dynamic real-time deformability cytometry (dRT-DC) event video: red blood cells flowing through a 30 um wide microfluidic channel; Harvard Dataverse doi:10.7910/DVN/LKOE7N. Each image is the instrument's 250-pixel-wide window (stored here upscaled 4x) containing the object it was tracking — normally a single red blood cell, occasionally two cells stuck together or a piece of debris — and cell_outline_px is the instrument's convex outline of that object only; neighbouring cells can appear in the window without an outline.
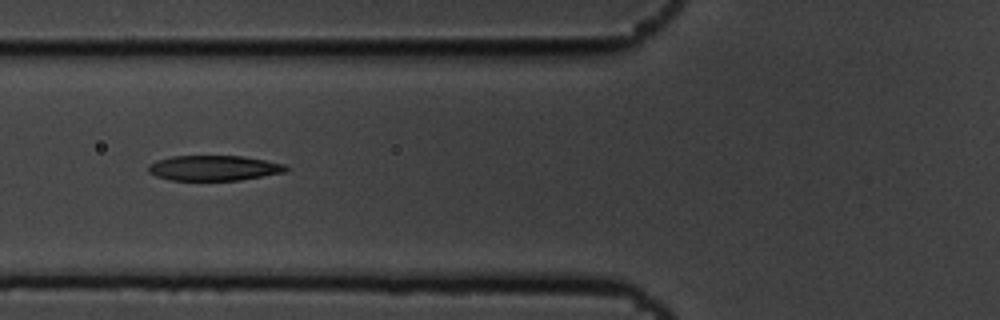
{"species": "common noctule bat (a hibernating species)", "species_latin": "Nyctalus noctula", "temperature_condition": "cold", "stored_images_in_passage": 10, "camera_frame_rate_fps": 3000, "um_per_image_px": 0.085, "animal": {"sex": "male", "body_mass_g": 19.5, "forearm_length_mm": 54.6}, "frame": {"image": 1, "passage_image": 5, "time_ms": 1.333, "image_size_px": [1000, 320], "cell_outline_px": [[288, 172], [240, 180], [168, 180], [156, 176], [148, 172], [148, 164], [156, 160], [172, 156], [244, 156], [284, 164], [288, 168]], "centroid_in_image_um": [18.17, 14.28], "position_along_channel_um": 107.6, "area_um2": 20.35}}
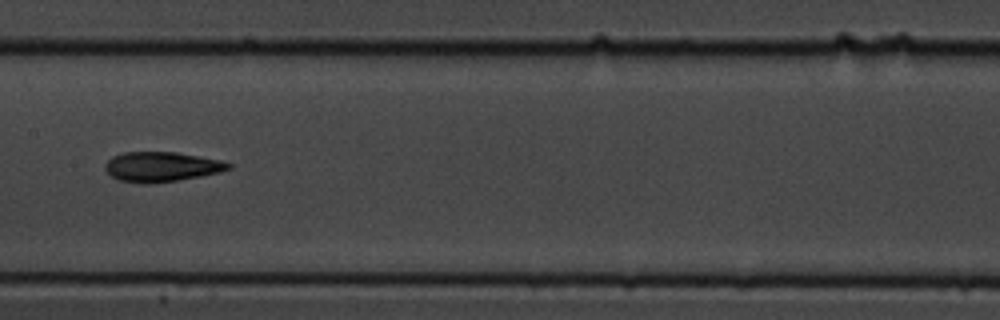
{"frame": {"image": 2, "passage_image": 7, "time_ms": 2.0, "image_size_px": [1000, 320], "cell_outline_px": [[232, 168], [220, 172], [180, 180], [152, 184], [140, 184], [120, 180], [112, 176], [104, 168], [104, 164], [112, 156], [124, 152], [176, 152], [220, 160], [232, 164]], "centroid_in_image_um": [13.72, 14.18], "position_along_channel_um": 193.7, "area_um2": 21.56}}
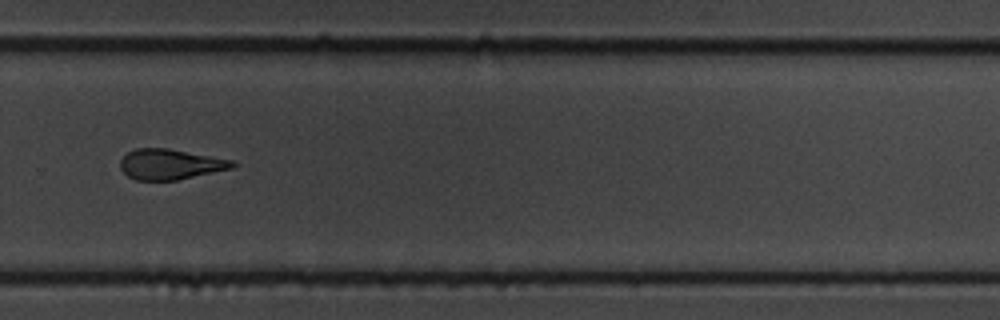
{"frame": {"image": 3, "passage_image": 10, "time_ms": 3.0, "image_size_px": [1000, 320], "cell_outline_px": [[236, 164], [232, 168], [176, 180], [136, 180], [128, 176], [120, 168], [120, 160], [128, 152], [136, 148], [168, 148], [232, 160]], "centroid_in_image_um": [14.44, 13.96], "position_along_channel_um": 315.4, "area_um2": 19.65}}